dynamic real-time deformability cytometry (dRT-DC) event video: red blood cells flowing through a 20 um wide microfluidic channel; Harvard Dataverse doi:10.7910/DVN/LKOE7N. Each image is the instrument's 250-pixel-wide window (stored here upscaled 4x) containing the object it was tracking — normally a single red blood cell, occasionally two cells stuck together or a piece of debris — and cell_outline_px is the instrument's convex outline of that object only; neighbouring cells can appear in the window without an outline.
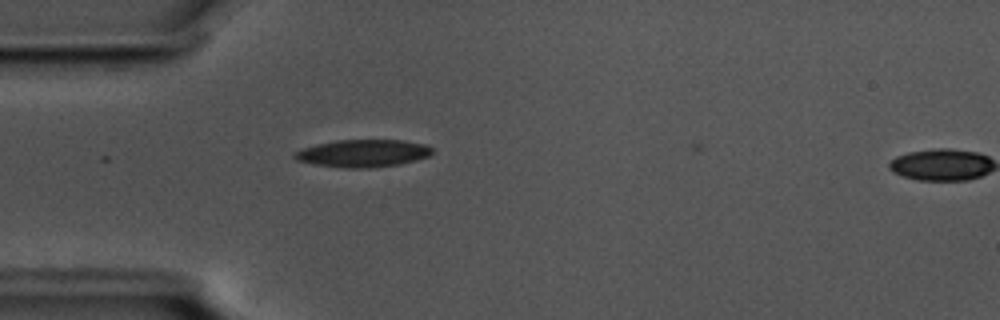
{"species": "common noctule bat (a hibernating species)", "species_latin": "Nyctalus noctula", "temperature_condition": "cold", "stored_images_in_passage": 2, "camera_frame_rate_fps": 3000, "um_per_image_px": 0.085, "animal": {"sex": "male", "body_mass_g": 17.5, "forearm_length_mm": 52.3}, "frame": {"image": 1, "passage_image": 1, "time_ms": 0.0, "image_size_px": [1000, 320], "cell_outline_px": [[432, 152], [428, 156], [416, 160], [400, 164], [372, 168], [344, 168], [312, 164], [296, 160], [292, 156], [292, 152], [316, 144], [336, 140], [400, 140], [424, 144], [432, 148]], "centroid_in_image_um": [30.8, 13.04], "position_along_channel_um": 54.2, "area_um2": 22.14}}